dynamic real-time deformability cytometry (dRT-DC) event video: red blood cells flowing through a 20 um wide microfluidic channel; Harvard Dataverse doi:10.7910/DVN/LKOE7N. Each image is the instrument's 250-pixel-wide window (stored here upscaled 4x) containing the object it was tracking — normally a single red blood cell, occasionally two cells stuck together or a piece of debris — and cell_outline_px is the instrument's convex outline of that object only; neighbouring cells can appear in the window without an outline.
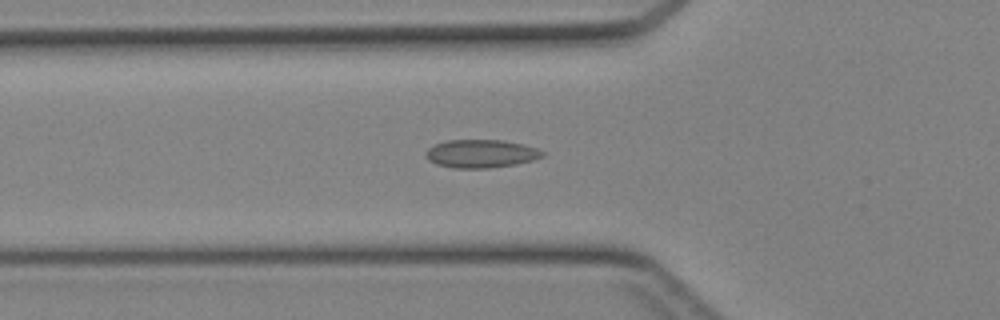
{"species": "Egyptian fruit bat (a non-hibernating species)", "species_latin": "Rousettus aegyptiacus", "temperature_condition": "cold", "stored_images_in_passage": 35, "camera_frame_rate_fps": 3000, "um_per_image_px": 0.085, "animal": {"sex": "female"}, "frame": {"image": 1, "passage_image": 9, "time_ms": 2.667, "image_size_px": [1000, 320], "cell_outline_px": [[544, 156], [532, 160], [516, 164], [488, 168], [456, 168], [436, 164], [428, 160], [424, 156], [424, 152], [428, 148], [436, 144], [448, 140], [504, 140], [524, 144], [536, 148], [544, 152]], "centroid_in_image_um": [40.87, 13.06], "position_along_channel_um": 84.9, "area_um2": 19.19}}
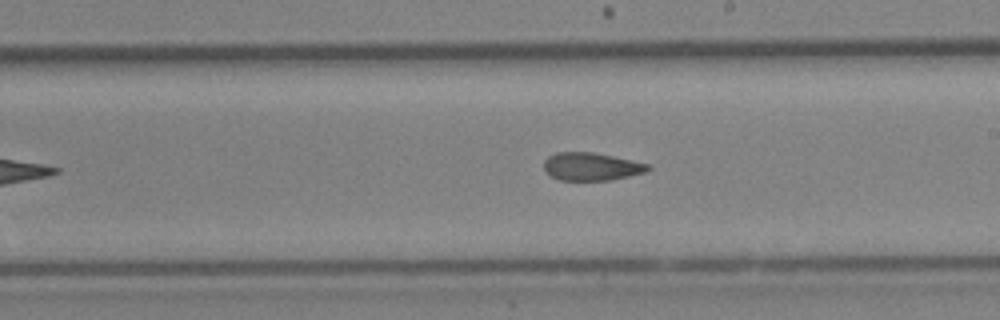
{"frame": {"image": 2, "passage_image": 19, "time_ms": 6.0, "image_size_px": [1000, 320], "cell_outline_px": [[652, 168], [648, 172], [612, 180], [560, 180], [552, 176], [544, 168], [544, 160], [548, 156], [556, 152], [592, 152], [632, 160], [648, 164]], "centroid_in_image_um": [50.3, 14.16], "position_along_channel_um": 238.7, "area_um2": 16.94}}
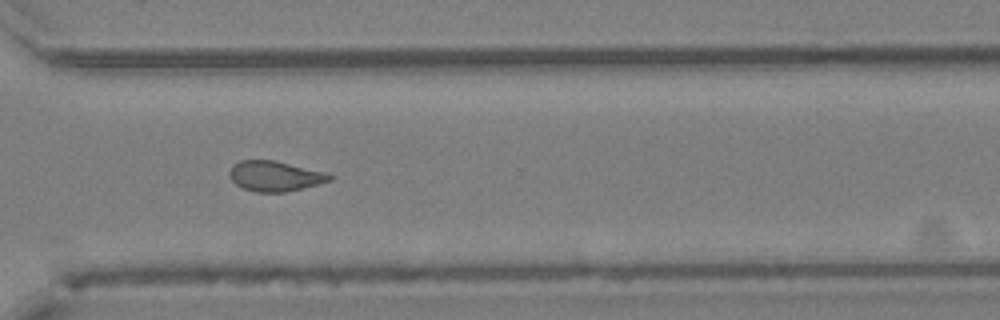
{"frame": {"image": 3, "passage_image": 26, "time_ms": 8.333, "image_size_px": [1000, 320], "cell_outline_px": [[336, 176], [332, 180], [304, 188], [284, 192], [256, 192], [244, 188], [236, 184], [228, 176], [228, 172], [232, 164], [240, 160], [272, 160], [328, 172]], "centroid_in_image_um": [23.39, 14.96], "position_along_channel_um": 347.2, "area_um2": 17.86}}